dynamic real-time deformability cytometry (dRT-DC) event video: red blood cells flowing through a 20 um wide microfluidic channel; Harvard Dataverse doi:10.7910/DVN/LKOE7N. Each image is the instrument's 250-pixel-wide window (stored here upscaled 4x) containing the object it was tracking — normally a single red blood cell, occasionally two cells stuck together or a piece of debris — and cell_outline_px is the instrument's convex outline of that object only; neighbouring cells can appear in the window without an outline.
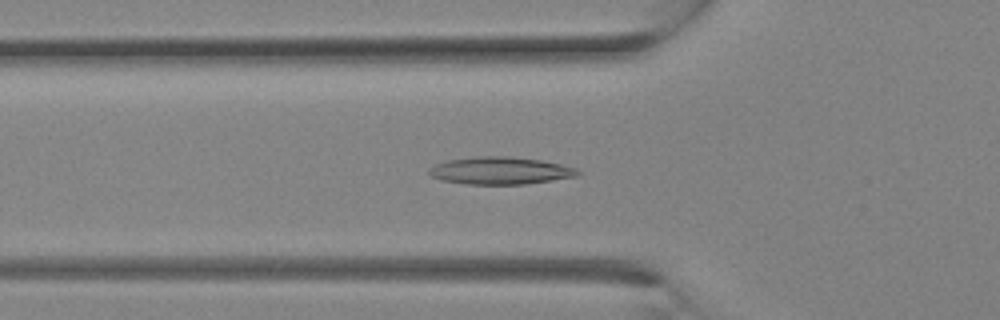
{"species": "Egyptian fruit bat (a non-hibernating species)", "species_latin": "Rousettus aegyptiacus", "temperature_condition": "room temperature", "stored_images_in_passage": 11, "camera_frame_rate_fps": 3000, "um_per_image_px": 0.085, "animal": {"sex": "female"}, "frame": {"image": 1, "passage_image": 5, "time_ms": 1.333, "image_size_px": [1000, 320], "cell_outline_px": [[580, 172], [576, 176], [552, 180], [524, 184], [468, 184], [440, 180], [432, 176], [428, 172], [428, 168], [436, 164], [448, 160], [480, 156], [508, 156], [540, 160], [560, 164], [576, 168]], "centroid_in_image_um": [42.5, 14.5], "position_along_channel_um": 83.3, "area_um2": 23.52}}
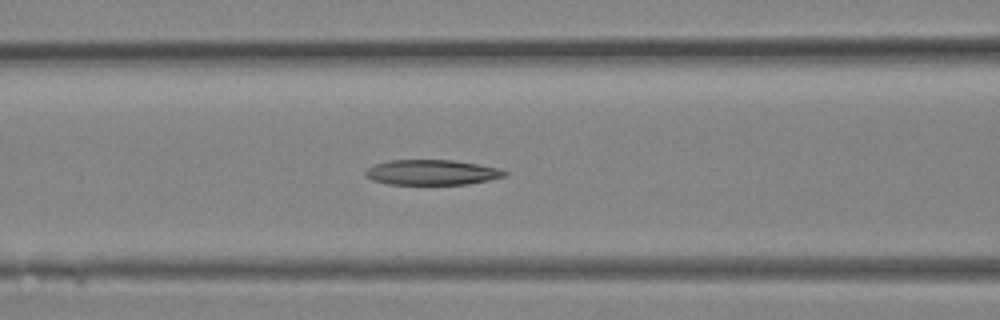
{"frame": {"image": 2, "passage_image": 7, "time_ms": 2.0, "image_size_px": [1000, 320], "cell_outline_px": [[508, 176], [468, 184], [388, 184], [372, 180], [364, 176], [364, 172], [368, 168], [376, 164], [388, 160], [452, 160], [500, 168], [508, 172]], "centroid_in_image_um": [36.71, 14.65], "position_along_channel_um": 129.9, "area_um2": 20.46}}
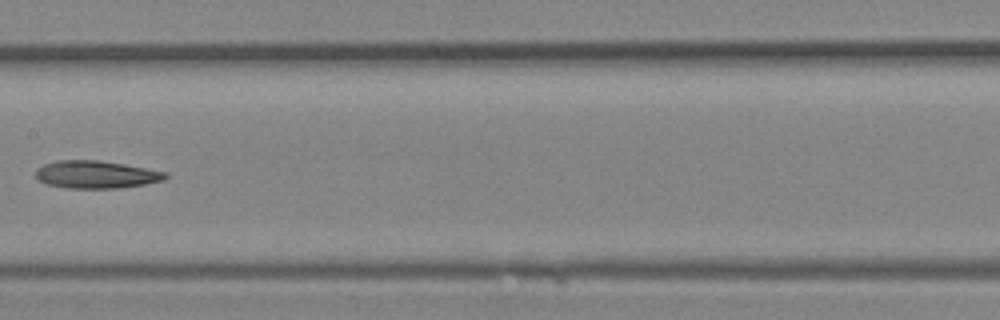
{"frame": {"image": 3, "passage_image": 10, "time_ms": 3.0, "image_size_px": [1000, 320], "cell_outline_px": [[168, 176], [164, 180], [144, 184], [116, 188], [68, 188], [48, 184], [36, 180], [36, 168], [44, 164], [56, 160], [100, 160], [124, 164], [168, 172]], "centroid_in_image_um": [8.15, 14.82], "position_along_channel_um": 199.2, "area_um2": 20.92}}